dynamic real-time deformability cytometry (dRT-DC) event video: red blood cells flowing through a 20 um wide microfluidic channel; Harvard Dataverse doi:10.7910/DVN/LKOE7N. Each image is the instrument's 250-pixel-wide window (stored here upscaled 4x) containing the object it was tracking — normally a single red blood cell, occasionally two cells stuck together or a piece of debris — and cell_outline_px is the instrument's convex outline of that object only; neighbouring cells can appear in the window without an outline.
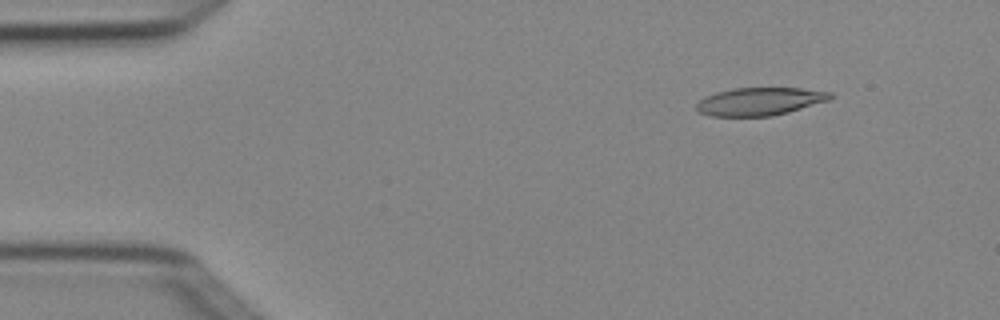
{"species": "Egyptian fruit bat (a non-hibernating species)", "species_latin": "Rousettus aegyptiacus", "temperature_condition": "cold", "stored_images_in_passage": 4, "camera_frame_rate_fps": 3000, "um_per_image_px": 0.085, "animal": {"sex": "female"}, "frame": {"image": 1, "passage_image": 2, "time_ms": 0.333, "image_size_px": [1000, 320], "cell_outline_px": [[832, 96], [828, 100], [788, 112], [772, 116], [708, 116], [700, 112], [696, 108], [696, 104], [704, 96], [716, 92], [732, 88], [800, 88], [832, 92]], "centroid_in_image_um": [64.54, 8.62], "position_along_channel_um": 20.5, "area_um2": 21.68}}
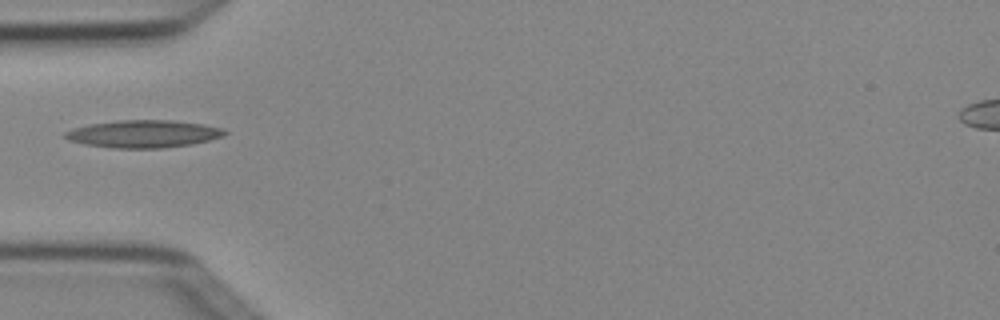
{"frame": {"image": 2, "passage_image": 4, "time_ms": 1.0, "image_size_px": [1000, 320], "cell_outline_px": [[228, 132], [224, 136], [192, 144], [164, 148], [112, 148], [84, 144], [68, 140], [64, 136], [64, 132], [88, 124], [116, 120], [172, 120], [204, 124], [224, 128]], "centroid_in_image_um": [12.22, 11.37], "position_along_channel_um": 72.8, "area_um2": 25.72}}